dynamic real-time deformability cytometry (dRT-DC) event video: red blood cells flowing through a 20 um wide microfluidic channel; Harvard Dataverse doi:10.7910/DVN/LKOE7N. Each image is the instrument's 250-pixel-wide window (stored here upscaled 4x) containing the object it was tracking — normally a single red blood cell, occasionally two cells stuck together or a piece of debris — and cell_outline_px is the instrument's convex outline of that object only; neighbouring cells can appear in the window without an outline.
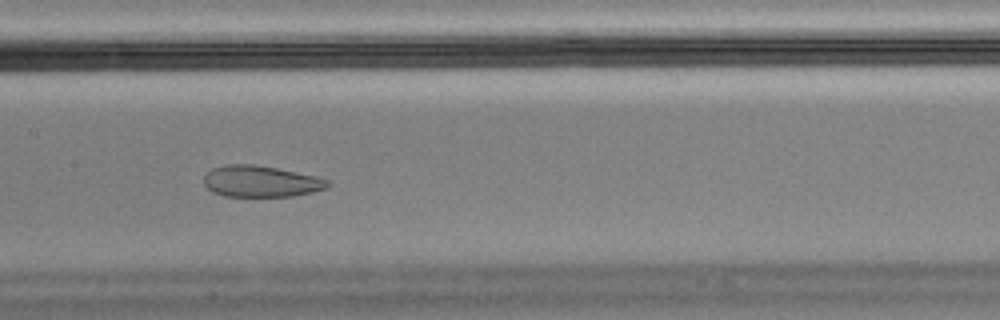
{"species": "Egyptian fruit bat (a non-hibernating species)", "species_latin": "Rousettus aegyptiacus", "temperature_condition": "cold", "stored_images_in_passage": 13, "camera_frame_rate_fps": 3000, "um_per_image_px": 0.085, "animal": {"sex": "male"}, "frame": {"image": 1, "passage_image": 6, "time_ms": 1.667, "image_size_px": [1000, 320], "cell_outline_px": [[332, 184], [324, 188], [312, 192], [292, 196], [224, 196], [212, 192], [204, 184], [204, 176], [212, 168], [228, 164], [252, 164], [276, 168], [316, 176], [328, 180]], "centroid_in_image_um": [22.15, 15.41], "position_along_channel_um": 185.2, "area_um2": 22.48}}